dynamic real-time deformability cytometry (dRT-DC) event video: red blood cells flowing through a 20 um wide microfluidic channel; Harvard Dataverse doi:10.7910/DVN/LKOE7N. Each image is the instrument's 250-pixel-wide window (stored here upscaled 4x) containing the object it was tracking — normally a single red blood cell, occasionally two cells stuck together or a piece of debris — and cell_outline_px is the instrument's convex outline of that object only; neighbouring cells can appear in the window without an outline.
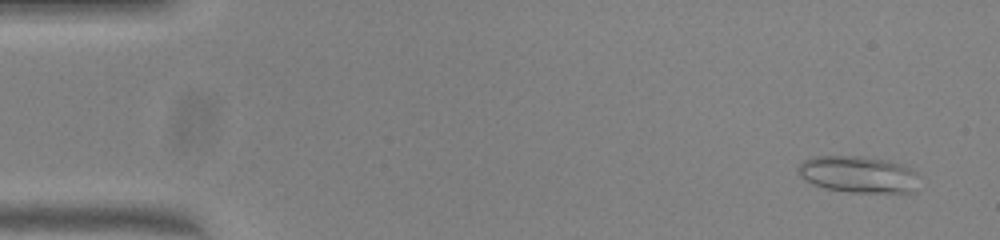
{"species": "common noctule bat (a hibernating species)", "species_latin": "Nyctalus noctula", "temperature_condition": "warm", "stored_images_in_passage": 51, "camera_frame_rate_fps": 3000, "um_per_image_px": 0.085, "animal": {"sex": "female", "body_mass_g": 23.0, "forearm_length_mm": 53.4}, "frame": {"image": 1, "passage_image": 3, "time_ms": 0.667, "image_size_px": [1000, 240], "cell_outline_px": [[920, 176], [916, 192], [852, 192], [824, 188], [812, 184], [800, 176], [796, 172], [796, 168], [804, 160], [816, 156], [860, 156], [888, 160], [900, 164], [916, 172]], "centroid_in_image_um": [72.96, 14.82], "position_along_channel_um": 12.0, "area_um2": 26.07}}
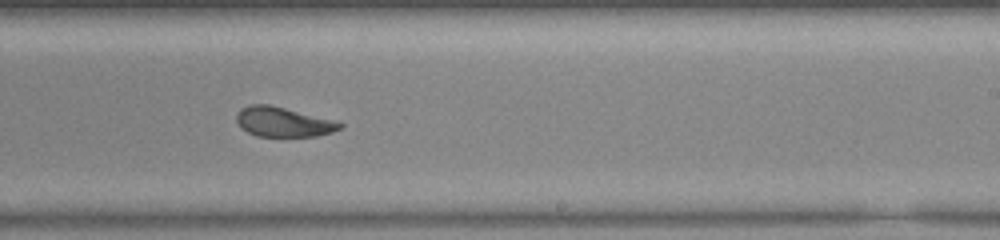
{"frame": {"image": 2, "passage_image": 31, "time_ms": 10.0, "image_size_px": [1000, 240], "cell_outline_px": [[344, 128], [332, 132], [316, 136], [256, 136], [240, 128], [236, 120], [236, 116], [240, 108], [252, 104], [268, 104], [332, 120], [344, 124]], "centroid_in_image_um": [24.04, 10.37], "position_along_channel_um": 265.0, "area_um2": 17.74}}
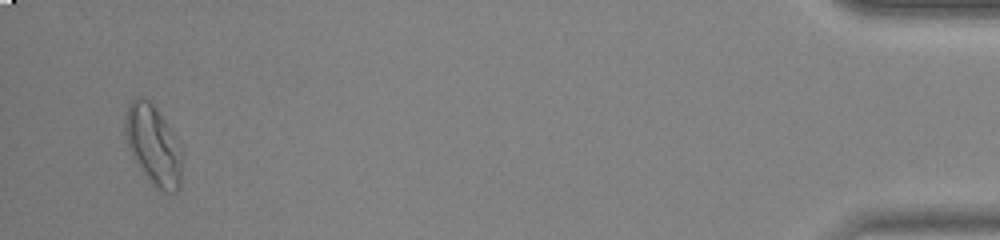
{"frame": {"image": 3, "passage_image": 49, "time_ms": 16.0, "image_size_px": [1000, 240], "cell_outline_px": [[184, 152], [180, 188], [176, 192], [164, 192], [156, 188], [144, 172], [132, 152], [128, 144], [124, 132], [124, 120], [128, 104], [136, 96], [140, 96], [148, 100], [156, 108], [180, 144]], "centroid_in_image_um": [13.08, 12.33], "position_along_channel_um": 422.1, "area_um2": 26.36}, "authors_computed_cell_mechanics": {"area_um2": 20.0566, "velocity_mm_per_s": 4.0167, "shape_relaxation_time_tau1_ms": 5.3106, "shape_relaxation_time_tau2_ms": 1.2729, "deformation_change_tau1": 0.1929, "deformation_change_tau2": 0.0828}}